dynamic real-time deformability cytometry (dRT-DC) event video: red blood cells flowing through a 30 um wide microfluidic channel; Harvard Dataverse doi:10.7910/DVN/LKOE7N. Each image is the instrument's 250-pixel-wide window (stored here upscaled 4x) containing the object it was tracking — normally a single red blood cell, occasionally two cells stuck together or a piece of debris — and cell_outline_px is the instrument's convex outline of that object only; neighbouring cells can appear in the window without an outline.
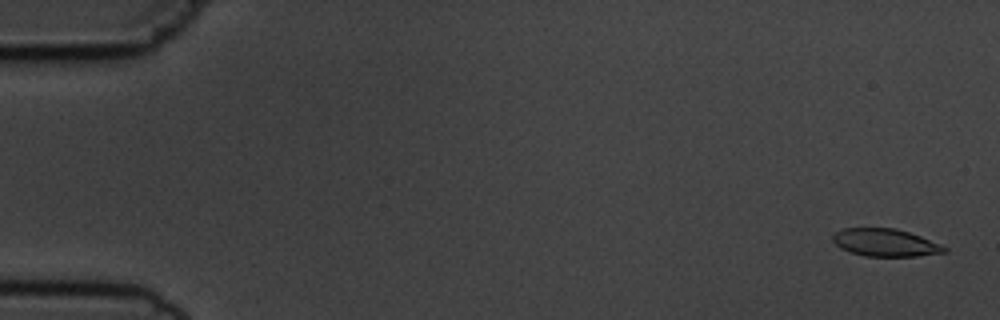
{"species": "common noctule bat (a hibernating species)", "species_latin": "Nyctalus noctula", "temperature_condition": "cold", "stored_images_in_passage": 7, "camera_frame_rate_fps": 3000, "um_per_image_px": 0.085, "animal": {"sex": "male", "body_mass_g": 19.5, "forearm_length_mm": 54.6}, "frame": {"image": 1, "passage_image": 1, "time_ms": 0.0, "image_size_px": [1000, 320], "cell_outline_px": [[948, 252], [916, 256], [864, 256], [848, 252], [840, 248], [832, 240], [832, 236], [836, 232], [844, 228], [896, 228], [920, 236], [940, 244], [948, 248]], "centroid_in_image_um": [75.24, 20.63], "position_along_channel_um": 9.8, "area_um2": 17.98}}
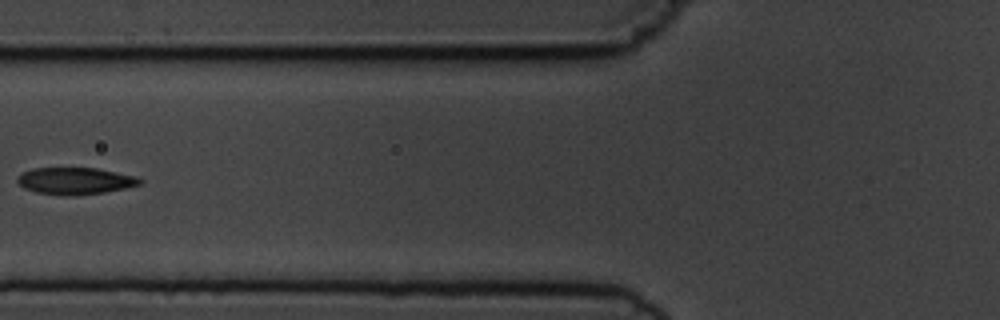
{"frame": {"image": 2, "passage_image": 6, "time_ms": 6.667, "image_size_px": [1000, 320], "cell_outline_px": [[144, 180], [140, 184], [124, 188], [104, 192], [76, 196], [64, 196], [36, 192], [24, 188], [16, 180], [16, 176], [20, 172], [32, 168], [96, 168], [136, 176]], "centroid_in_image_um": [6.35, 15.38], "position_along_channel_um": 119.5, "area_um2": 19.36}}
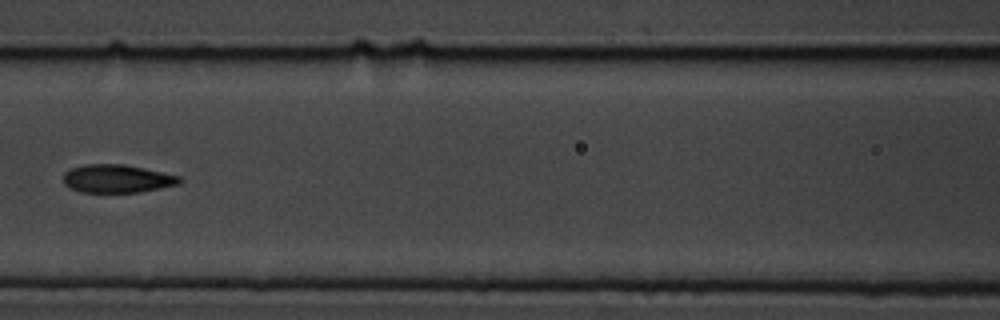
{"frame": {"image": 3, "passage_image": 7, "time_ms": 7.667, "image_size_px": [1000, 320], "cell_outline_px": [[184, 180], [180, 184], [140, 192], [80, 192], [64, 184], [64, 172], [72, 168], [84, 164], [124, 164], [180, 176]], "centroid_in_image_um": [9.97, 15.18], "position_along_channel_um": 156.6, "area_um2": 19.02}}